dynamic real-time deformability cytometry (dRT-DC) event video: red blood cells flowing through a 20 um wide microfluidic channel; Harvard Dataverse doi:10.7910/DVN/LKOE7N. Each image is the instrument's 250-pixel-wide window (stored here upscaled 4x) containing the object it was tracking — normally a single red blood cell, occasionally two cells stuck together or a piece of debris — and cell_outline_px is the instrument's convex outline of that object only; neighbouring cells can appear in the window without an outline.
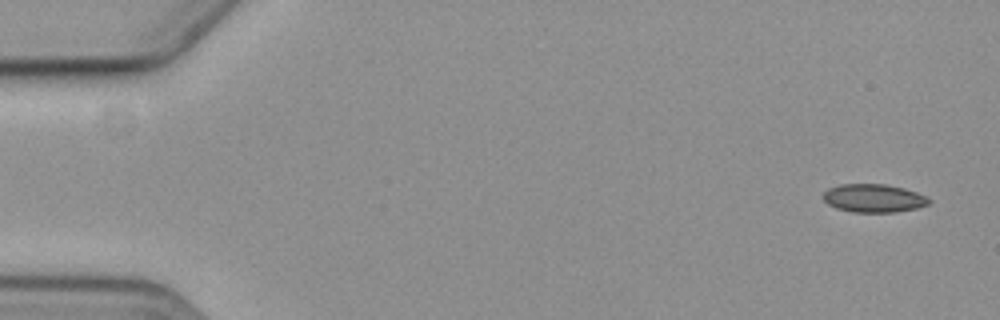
{"species": "common noctule bat (a hibernating species)", "species_latin": "Nyctalus noctula", "temperature_condition": "cold", "stored_images_in_passage": 5, "camera_frame_rate_fps": 3000, "um_per_image_px": 0.085, "animal": {"sex": "female", "body_mass_g": 19.3, "forearm_length_mm": 54.1}, "frame": {"image": 1, "passage_image": 1, "time_ms": 0.0, "image_size_px": [1000, 320], "cell_outline_px": [[932, 200], [928, 204], [916, 208], [892, 212], [852, 212], [836, 208], [828, 204], [824, 200], [824, 192], [828, 188], [840, 184], [884, 184], [904, 188], [916, 192]], "centroid_in_image_um": [74.24, 16.84], "position_along_channel_um": 10.8, "area_um2": 17.28}}
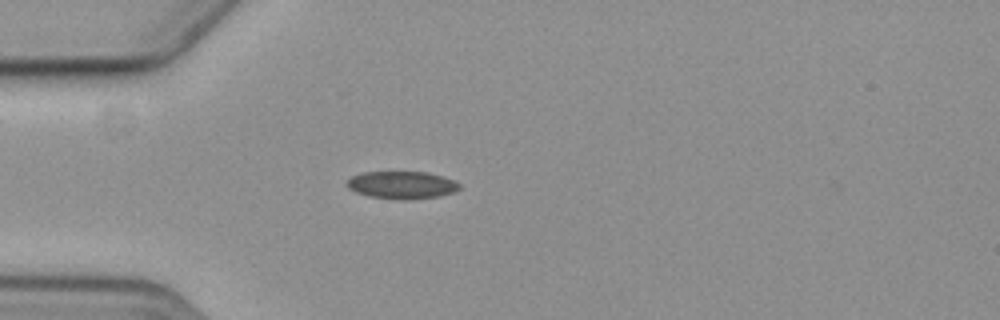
{"frame": {"image": 2, "passage_image": 5, "time_ms": 4.667, "image_size_px": [1000, 320], "cell_outline_px": [[460, 188], [452, 192], [440, 196], [408, 200], [400, 200], [368, 196], [356, 192], [348, 188], [344, 184], [352, 176], [360, 172], [428, 172], [452, 180], [460, 184]], "centroid_in_image_um": [34.11, 15.73], "position_along_channel_um": 50.9, "area_um2": 18.09}}